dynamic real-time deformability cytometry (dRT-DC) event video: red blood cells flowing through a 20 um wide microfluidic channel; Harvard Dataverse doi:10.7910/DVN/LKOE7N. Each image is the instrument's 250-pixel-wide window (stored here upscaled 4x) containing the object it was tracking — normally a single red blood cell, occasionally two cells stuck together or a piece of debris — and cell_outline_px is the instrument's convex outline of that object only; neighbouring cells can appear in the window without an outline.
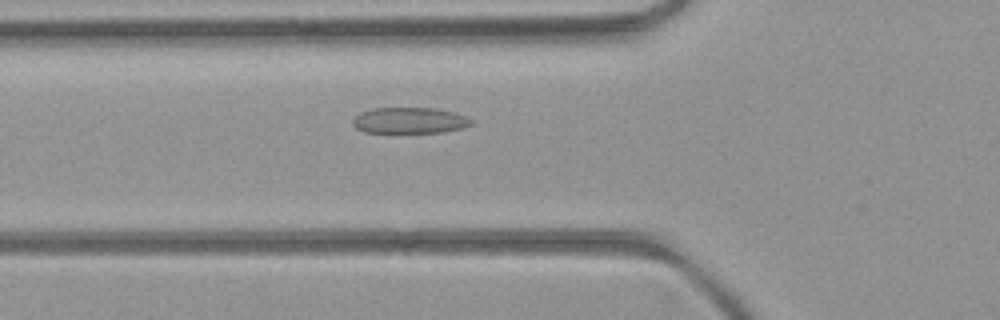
{"species": "common noctule bat (a hibernating species)", "species_latin": "Nyctalus noctula", "temperature_condition": "room temperature", "stored_images_in_passage": 34, "camera_frame_rate_fps": 3000, "um_per_image_px": 0.085, "animal": {"sex": "female", "body_mass_g": 21.9}, "frame": {"image": 1, "passage_image": 4, "time_ms": 1.0, "image_size_px": [1000, 320], "cell_outline_px": [[476, 124], [464, 128], [444, 132], [364, 132], [356, 128], [352, 124], [352, 120], [360, 112], [372, 108], [432, 108], [452, 112], [468, 116]], "centroid_in_image_um": [34.85, 10.24], "position_along_channel_um": 90.9, "area_um2": 18.09}}
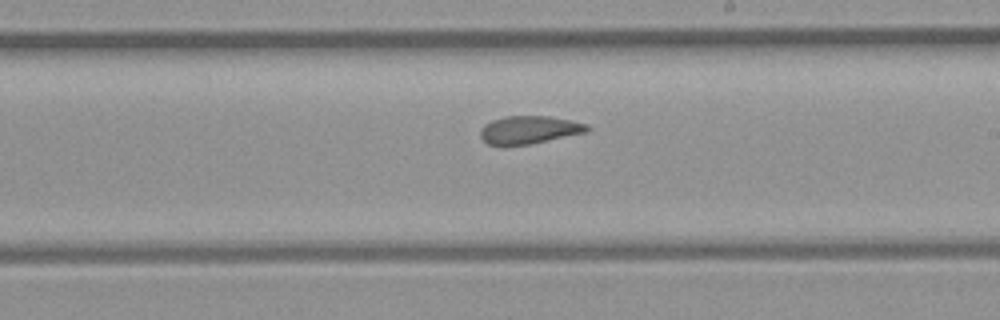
{"frame": {"image": 2, "passage_image": 15, "time_ms": 4.667, "image_size_px": [1000, 320], "cell_outline_px": [[592, 128], [588, 132], [528, 144], [488, 144], [480, 136], [480, 128], [484, 124], [492, 120], [504, 116], [548, 116], [572, 120], [588, 124]], "centroid_in_image_um": [45.02, 11.01], "position_along_channel_um": 244.0, "area_um2": 17.28}}
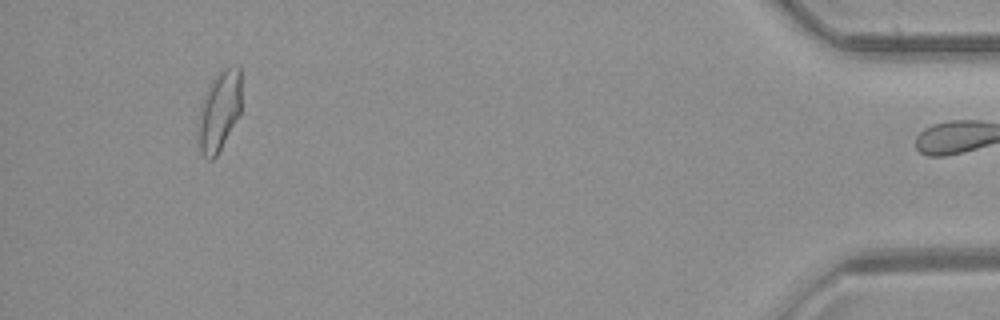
{"frame": {"image": 3, "passage_image": 33, "time_ms": 10.667, "image_size_px": [1000, 320], "cell_outline_px": [[240, 112], [216, 156], [212, 160], [208, 160], [200, 152], [200, 108], [204, 96], [216, 72], [220, 68], [240, 68]], "centroid_in_image_um": [18.64, 9.4], "position_along_channel_um": 416.6, "area_um2": 19.36}, "authors_computed_cell_mechanics": {"area_um2": 18.0625, "velocity_mm_per_s": 4.1523, "shape_relaxation_time_tau1_ms": null, "shape_relaxation_time_tau2_ms": 2.1628, "deformation_change_tau1": null, "deformation_change_tau2": 0.0813}}